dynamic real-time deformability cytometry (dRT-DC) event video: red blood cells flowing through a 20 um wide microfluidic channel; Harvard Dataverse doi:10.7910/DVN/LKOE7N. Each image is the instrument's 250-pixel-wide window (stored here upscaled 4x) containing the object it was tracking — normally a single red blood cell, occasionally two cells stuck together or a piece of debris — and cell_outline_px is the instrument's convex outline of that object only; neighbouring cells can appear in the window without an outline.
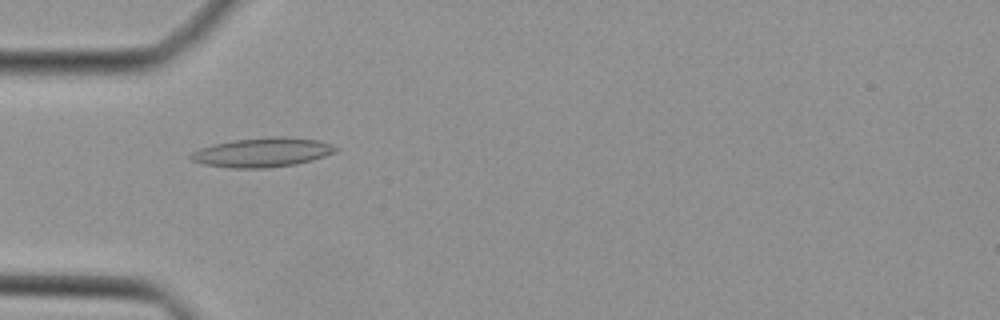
{"species": "Egyptian fruit bat (a non-hibernating species)", "species_latin": "Rousettus aegyptiacus", "temperature_condition": "cold", "stored_images_in_passage": 30, "camera_frame_rate_fps": 3000, "um_per_image_px": 0.085, "animal": {"sex": "female"}, "frame": {"image": 1, "passage_image": 4, "time_ms": 1.0, "image_size_px": [1000, 320], "cell_outline_px": [[340, 148], [336, 152], [312, 160], [296, 164], [268, 168], [232, 168], [204, 164], [192, 160], [188, 156], [192, 152], [200, 148], [232, 140], [272, 136], [280, 136], [316, 140], [332, 144]], "centroid_in_image_um": [22.32, 12.95], "position_along_channel_um": 62.7, "area_um2": 24.68}}
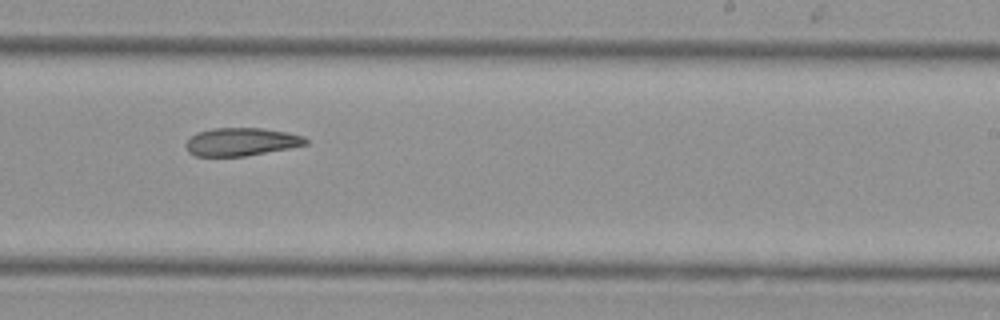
{"frame": {"image": 2, "passage_image": 18, "time_ms": 5.667, "image_size_px": [1000, 320], "cell_outline_px": [[308, 144], [288, 148], [244, 156], [196, 156], [188, 152], [184, 144], [196, 132], [212, 128], [264, 128], [288, 132], [304, 136], [308, 140]], "centroid_in_image_um": [20.5, 12.04], "position_along_channel_um": 268.5, "area_um2": 19.59}}
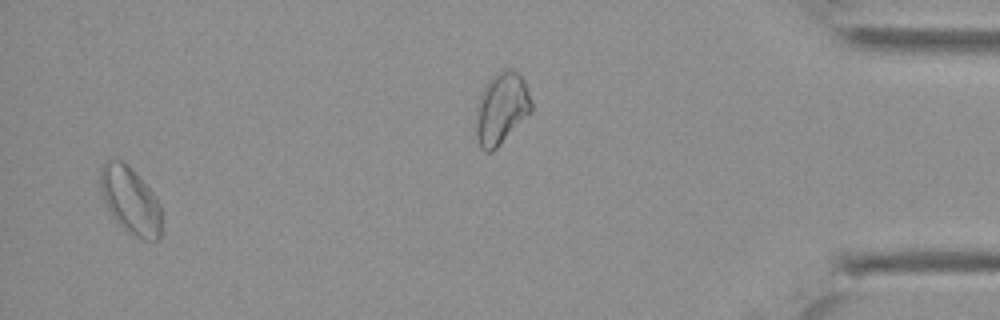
{"frame": {"image": 3, "passage_image": 28, "time_ms": 9.0, "image_size_px": [1000, 320], "cell_outline_px": [[160, 240], [144, 240], [136, 236], [124, 228], [116, 220], [108, 208], [100, 192], [100, 168], [104, 160], [124, 160], [132, 168], [156, 196], [160, 204]], "centroid_in_image_um": [11.07, 16.99], "position_along_channel_um": 424.1, "area_um2": 23.81}}